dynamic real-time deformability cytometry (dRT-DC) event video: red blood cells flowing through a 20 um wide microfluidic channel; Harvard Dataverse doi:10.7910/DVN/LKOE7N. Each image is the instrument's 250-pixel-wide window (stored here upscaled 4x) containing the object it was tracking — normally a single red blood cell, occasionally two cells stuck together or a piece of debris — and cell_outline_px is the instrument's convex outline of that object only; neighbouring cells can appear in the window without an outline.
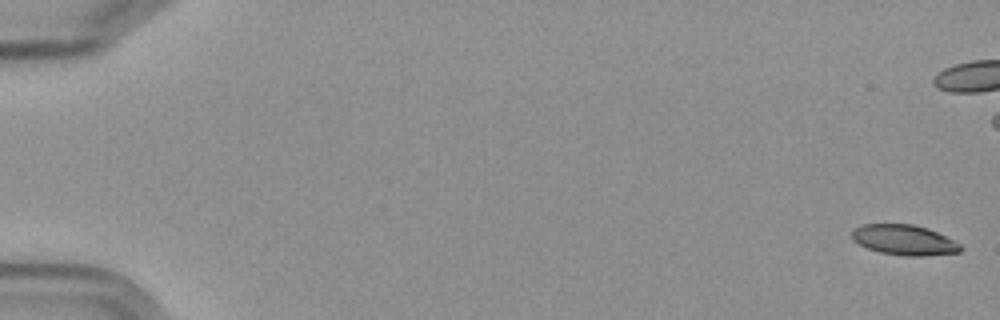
{"species": "Egyptian fruit bat (a non-hibernating species)", "species_latin": "Rousettus aegyptiacus", "temperature_condition": "cold", "stored_images_in_passage": 4, "camera_frame_rate_fps": 3000, "um_per_image_px": 0.085, "frame": {"image": 1, "passage_image": 1, "time_ms": 0.0, "image_size_px": [1000, 320], "cell_outline_px": [[964, 248], [960, 252], [924, 256], [904, 256], [880, 252], [868, 248], [852, 240], [852, 228], [860, 224], [912, 224], [928, 228], [960, 244]], "centroid_in_image_um": [76.83, 20.39], "position_along_channel_um": 8.2, "area_um2": 19.19}}